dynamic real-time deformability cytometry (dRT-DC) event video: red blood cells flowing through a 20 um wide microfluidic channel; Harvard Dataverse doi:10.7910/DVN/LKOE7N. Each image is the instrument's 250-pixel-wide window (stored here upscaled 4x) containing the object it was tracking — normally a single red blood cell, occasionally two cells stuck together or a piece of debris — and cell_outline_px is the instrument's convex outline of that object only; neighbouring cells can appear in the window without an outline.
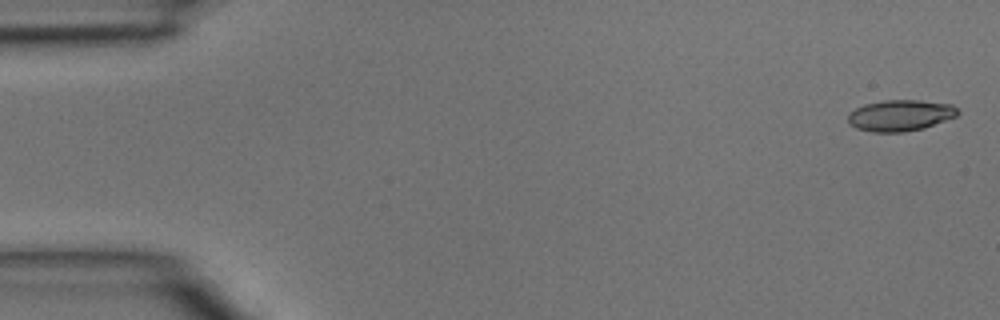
{"species": "common noctule bat (a hibernating species)", "species_latin": "Nyctalus noctula", "temperature_condition": "room temperature", "stored_images_in_passage": 4, "camera_frame_rate_fps": 3000, "um_per_image_px": 0.085, "animal": {"sex": "male", "body_mass_g": 15.6}, "frame": {"image": 1, "passage_image": 1, "time_ms": 0.0, "image_size_px": [1000, 320], "cell_outline_px": [[960, 112], [956, 116], [924, 128], [904, 132], [872, 132], [856, 128], [848, 124], [848, 112], [864, 104], [884, 100], [920, 100], [952, 104]], "centroid_in_image_um": [76.5, 9.81], "position_along_channel_um": 8.5, "area_um2": 20.06}}
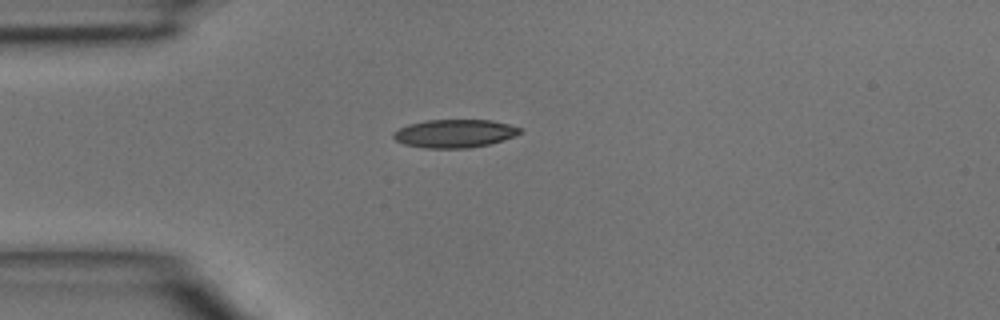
{"frame": {"image": 2, "passage_image": 4, "time_ms": 1.0, "image_size_px": [1000, 320], "cell_outline_px": [[520, 132], [504, 140], [488, 144], [468, 148], [424, 148], [404, 144], [396, 140], [392, 136], [392, 132], [408, 124], [428, 120], [492, 120], [508, 124], [520, 128]], "centroid_in_image_um": [38.59, 11.35], "position_along_channel_um": 46.4, "area_um2": 20.63}}